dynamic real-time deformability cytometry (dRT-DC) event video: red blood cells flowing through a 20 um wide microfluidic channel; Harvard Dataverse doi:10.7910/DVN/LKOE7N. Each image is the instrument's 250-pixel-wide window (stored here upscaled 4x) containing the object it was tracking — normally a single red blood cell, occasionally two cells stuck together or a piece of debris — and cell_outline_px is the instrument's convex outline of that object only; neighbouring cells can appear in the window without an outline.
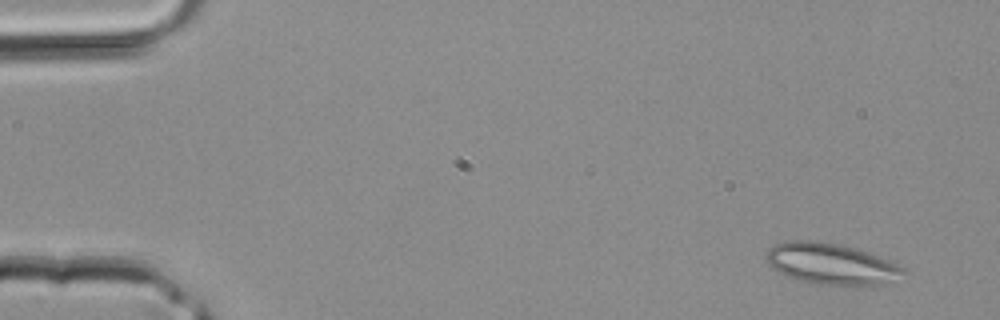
{"species": "common noctule bat (a hibernating species)", "species_latin": "Nyctalus noctula", "temperature_condition": "room temperature", "stored_images_in_passage": 40, "camera_frame_rate_fps": 3000, "um_per_image_px": 0.085, "animal": {"sex": "male", "body_mass_g": 20.4}, "frame": {"image": 1, "passage_image": 2, "time_ms": 0.333, "image_size_px": [1000, 320], "cell_outline_px": [[908, 272], [872, 288], [848, 288], [820, 284], [800, 280], [788, 276], [772, 268], [764, 260], [764, 256], [768, 248], [784, 240], [816, 240], [836, 244], [852, 248], [888, 260], [904, 268]], "centroid_in_image_um": [70.61, 22.47], "position_along_channel_um": 14.4, "area_um2": 33.41}}
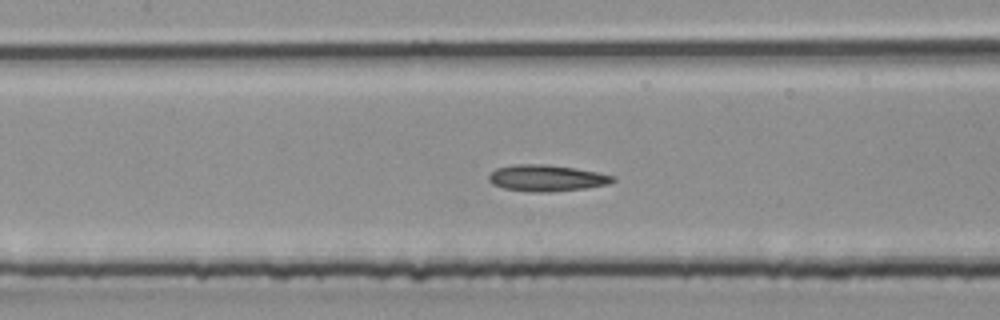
{"frame": {"image": 2, "passage_image": 18, "time_ms": 5.667, "image_size_px": [1000, 320], "cell_outline_px": [[616, 180], [608, 184], [584, 188], [552, 192], [532, 192], [504, 188], [492, 184], [488, 180], [488, 176], [496, 168], [516, 164], [548, 164], [576, 168], [616, 176]], "centroid_in_image_um": [46.46, 15.13], "position_along_channel_um": 160.9, "area_um2": 19.13}}
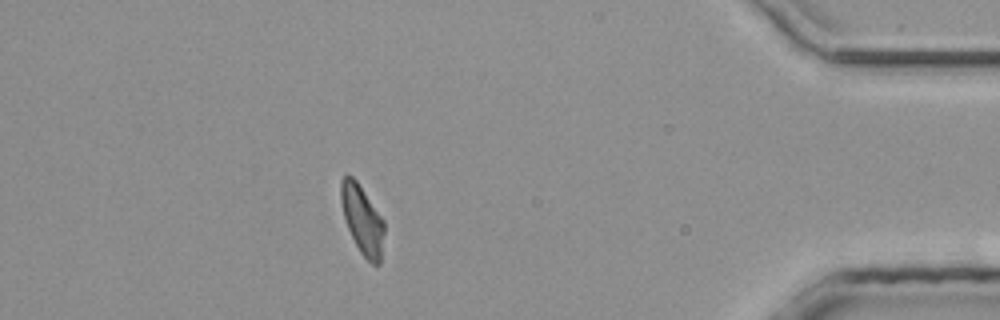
{"frame": {"image": 3, "passage_image": 35, "time_ms": 11.333, "image_size_px": [1000, 320], "cell_outline_px": [[384, 232], [380, 264], [372, 264], [360, 252], [348, 228], [344, 216], [340, 200], [340, 180], [348, 172], [356, 180], [384, 220]], "centroid_in_image_um": [30.78, 18.64], "position_along_channel_um": 404.4, "area_um2": 17.22}}